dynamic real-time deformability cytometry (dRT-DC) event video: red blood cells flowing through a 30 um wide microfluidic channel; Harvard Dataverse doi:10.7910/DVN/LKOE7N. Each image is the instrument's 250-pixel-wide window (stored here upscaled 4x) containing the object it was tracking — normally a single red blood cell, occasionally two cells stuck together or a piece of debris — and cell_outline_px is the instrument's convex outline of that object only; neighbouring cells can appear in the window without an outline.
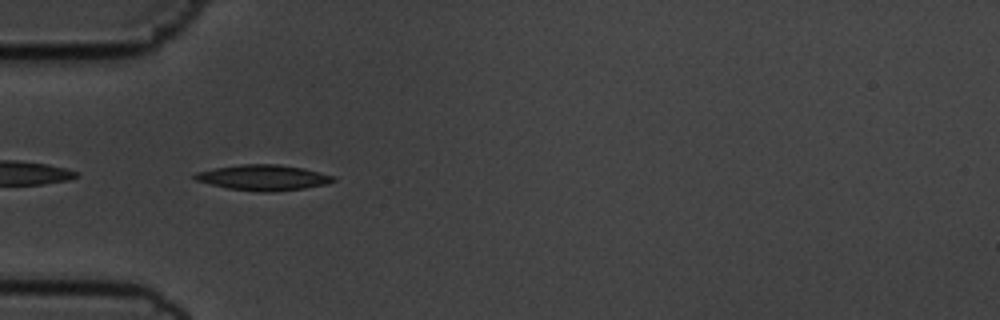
{"species": "common noctule bat (a hibernating species)", "species_latin": "Nyctalus noctula", "temperature_condition": "cold", "stored_images_in_passage": 40, "camera_frame_rate_fps": 3000, "um_per_image_px": 0.085, "animal": {"sex": "male", "body_mass_g": 19.5, "forearm_length_mm": 54.6}, "frame": {"image": 1, "passage_image": 2, "time_ms": 0.333, "image_size_px": [1000, 320], "cell_outline_px": [[336, 180], [328, 184], [304, 188], [272, 192], [264, 192], [228, 188], [196, 180], [192, 176], [196, 172], [216, 168], [240, 164], [276, 164], [304, 168], [336, 176]], "centroid_in_image_um": [22.43, 15.09], "position_along_channel_um": 62.6, "area_um2": 20.52}}
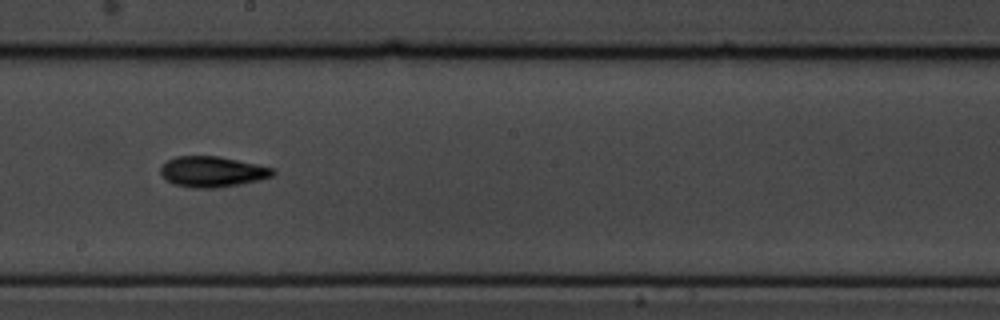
{"frame": {"image": 2, "passage_image": 16, "time_ms": 5.0, "image_size_px": [1000, 320], "cell_outline_px": [[276, 172], [272, 176], [260, 180], [240, 184], [216, 188], [192, 188], [172, 184], [160, 172], [160, 168], [168, 160], [176, 156], [220, 156], [276, 168]], "centroid_in_image_um": [18.09, 14.59], "position_along_channel_um": 230.1, "area_um2": 20.17}}
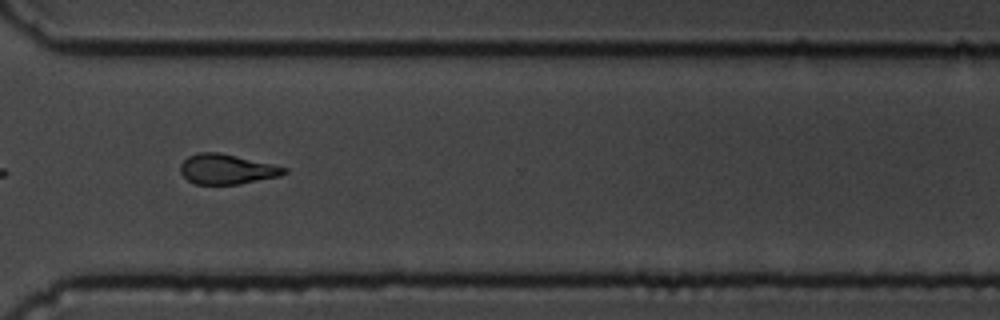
{"frame": {"image": 3, "passage_image": 26, "time_ms": 8.333, "image_size_px": [1000, 320], "cell_outline_px": [[288, 172], [280, 176], [240, 184], [196, 184], [188, 180], [180, 172], [180, 164], [188, 156], [200, 152], [220, 152], [272, 164], [288, 168]], "centroid_in_image_um": [19.28, 14.38], "position_along_channel_um": 351.3, "area_um2": 18.15}, "authors_computed_cell_mechanics": {"area_um2": 18.5827, "velocity_mm_per_s": 3.6405, "shape_relaxation_time_tau1_ms": 3.6491, "shape_relaxation_time_tau2_ms": 7.7304, "deformation_change_tau1": 0.1472, "deformation_change_tau2": 0.1451}}